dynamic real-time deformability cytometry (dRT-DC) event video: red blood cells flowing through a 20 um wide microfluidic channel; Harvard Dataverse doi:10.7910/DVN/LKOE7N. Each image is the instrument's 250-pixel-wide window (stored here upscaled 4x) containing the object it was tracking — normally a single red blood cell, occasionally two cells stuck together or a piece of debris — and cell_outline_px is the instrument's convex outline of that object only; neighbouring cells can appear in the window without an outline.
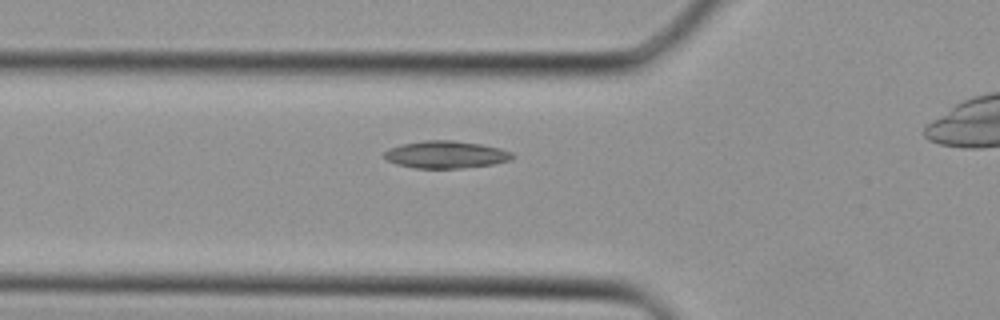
{"species": "Egyptian fruit bat (a non-hibernating species)", "species_latin": "Rousettus aegyptiacus", "temperature_condition": "cold", "stored_images_in_passage": 32, "camera_frame_rate_fps": 3000, "um_per_image_px": 0.085, "animal": {"sex": "female"}, "frame": {"image": 1, "passage_image": 11, "time_ms": 3.333, "image_size_px": [1000, 320], "cell_outline_px": [[516, 156], [512, 160], [492, 164], [460, 168], [416, 168], [396, 164], [388, 160], [384, 156], [384, 152], [388, 148], [400, 144], [424, 140], [452, 140], [480, 144], [500, 148], [512, 152]], "centroid_in_image_um": [37.91, 13.13], "position_along_channel_um": 87.9, "area_um2": 20.46}}
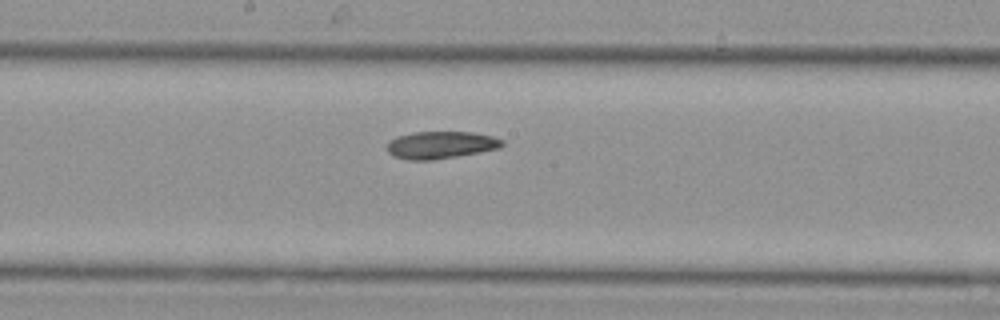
{"frame": {"image": 2, "passage_image": 18, "time_ms": 5.667, "image_size_px": [1000, 320], "cell_outline_px": [[504, 144], [500, 148], [480, 152], [432, 160], [408, 160], [392, 156], [388, 152], [388, 140], [396, 136], [412, 132], [472, 132], [492, 136], [504, 140]], "centroid_in_image_um": [37.45, 12.32], "position_along_channel_um": 210.8, "area_um2": 18.44}}
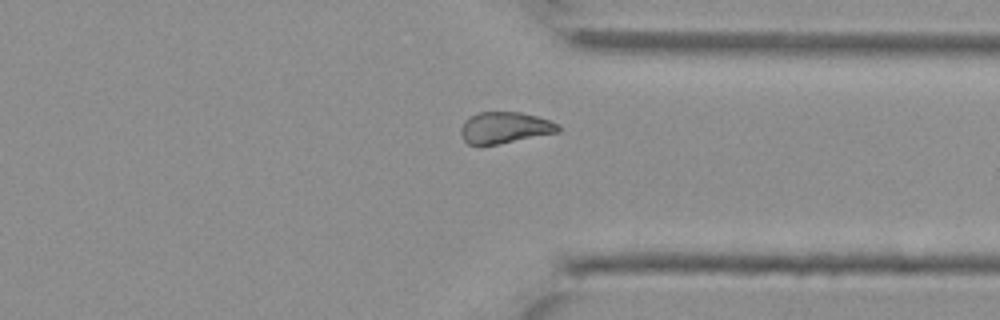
{"frame": {"image": 3, "passage_image": 27, "time_ms": 8.667, "image_size_px": [1000, 320], "cell_outline_px": [[560, 132], [496, 144], [468, 144], [464, 140], [460, 132], [460, 128], [464, 120], [468, 116], [480, 112], [520, 112], [536, 116], [560, 124]], "centroid_in_image_um": [42.89, 10.84], "position_along_channel_um": 368.5, "area_um2": 17.74}}